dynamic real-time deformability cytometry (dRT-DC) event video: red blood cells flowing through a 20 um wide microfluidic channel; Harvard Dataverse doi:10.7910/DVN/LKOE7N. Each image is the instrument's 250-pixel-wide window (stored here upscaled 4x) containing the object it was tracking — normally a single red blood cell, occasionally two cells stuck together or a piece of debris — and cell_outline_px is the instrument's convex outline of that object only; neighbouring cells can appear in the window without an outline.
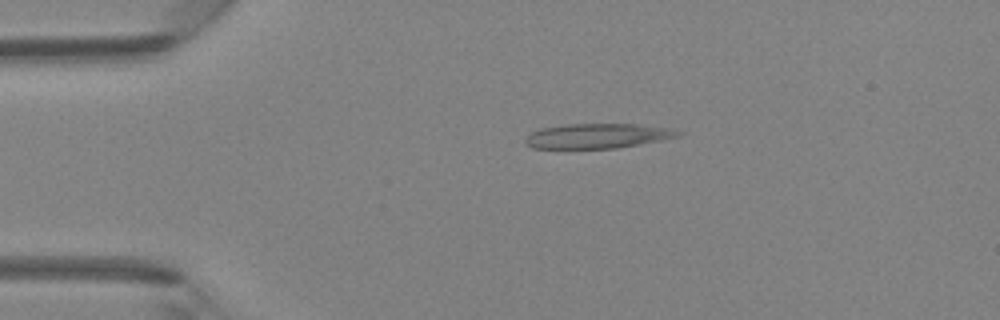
{"species": "Egyptian fruit bat (a non-hibernating species)", "species_latin": "Rousettus aegyptiacus", "temperature_condition": "room temperature", "stored_images_in_passage": 45, "camera_frame_rate_fps": 3000, "um_per_image_px": 0.085, "animal": {"sex": "female"}, "frame": {"image": 1, "passage_image": 10, "time_ms": 3.0, "image_size_px": [1000, 320], "cell_outline_px": [[684, 132], [680, 136], [660, 140], [616, 148], [532, 148], [524, 144], [524, 140], [532, 132], [540, 128], [568, 124], [636, 124], [672, 128]], "centroid_in_image_um": [50.8, 11.55], "position_along_channel_um": 34.2, "area_um2": 22.02}}
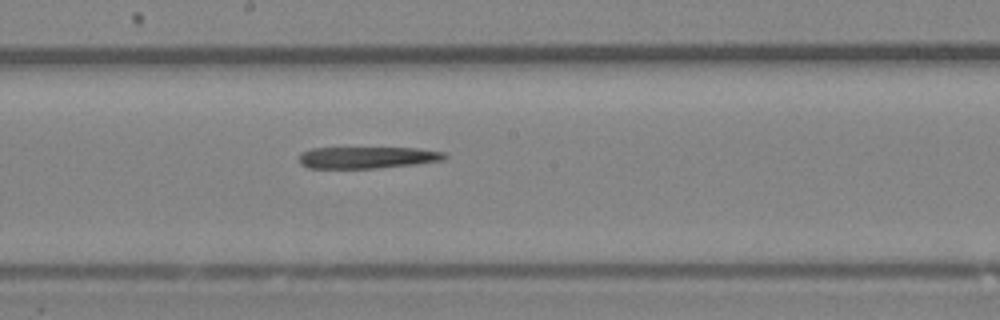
{"frame": {"image": 2, "passage_image": 25, "time_ms": 8.0, "image_size_px": [1000, 320], "cell_outline_px": [[448, 156], [444, 160], [416, 164], [376, 168], [308, 168], [300, 164], [300, 152], [312, 148], [416, 148], [444, 152]], "centroid_in_image_um": [31.22, 13.39], "position_along_channel_um": 217.0, "area_um2": 18.44}}
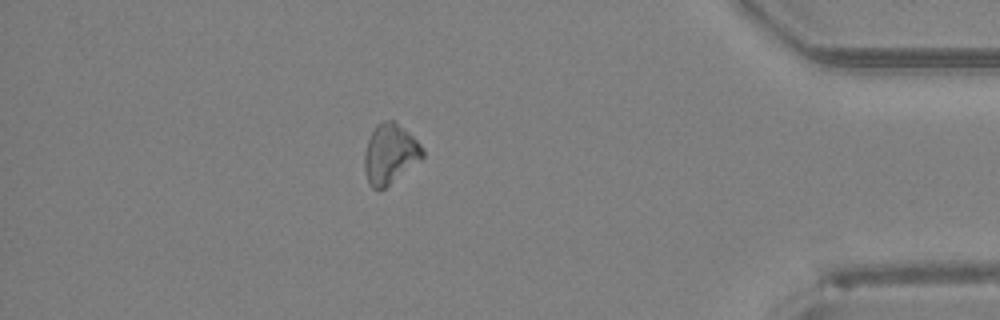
{"frame": {"image": 3, "passage_image": 40, "time_ms": 13.0, "image_size_px": [1000, 320], "cell_outline_px": [[424, 156], [420, 160], [384, 188], [372, 188], [368, 184], [364, 168], [364, 152], [368, 140], [376, 124], [388, 120], [392, 120], [408, 132], [420, 144], [424, 152]], "centroid_in_image_um": [33.12, 13.08], "position_along_channel_um": 402.1, "area_um2": 19.88}}